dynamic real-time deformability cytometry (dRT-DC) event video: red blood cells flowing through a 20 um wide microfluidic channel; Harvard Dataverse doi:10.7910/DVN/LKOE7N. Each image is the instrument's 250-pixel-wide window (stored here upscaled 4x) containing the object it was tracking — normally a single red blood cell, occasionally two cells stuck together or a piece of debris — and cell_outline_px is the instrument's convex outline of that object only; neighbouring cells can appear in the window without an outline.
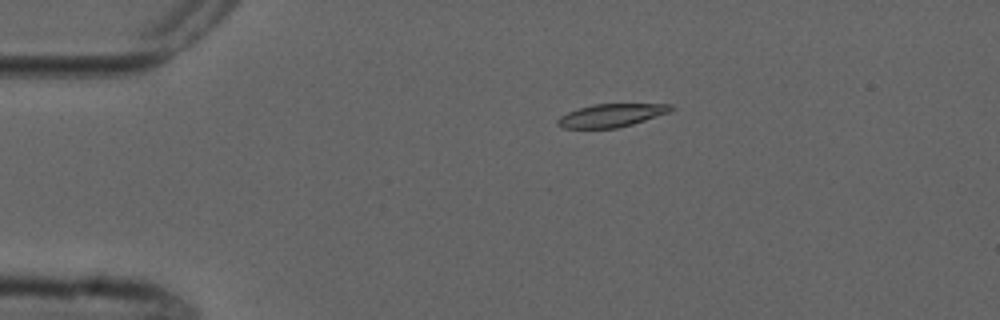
{"species": "common noctule bat (a hibernating species)", "species_latin": "Nyctalus noctula", "temperature_condition": "cold", "stored_images_in_passage": 4, "camera_frame_rate_fps": 3000, "um_per_image_px": 0.085, "animal": {"sex": "male", "forearm_length_mm": 52.5}, "frame": {"image": 1, "passage_image": 2, "time_ms": 1.0, "image_size_px": [1000, 320], "cell_outline_px": [[676, 108], [668, 112], [632, 124], [616, 128], [564, 128], [556, 124], [556, 120], [560, 116], [568, 112], [592, 104], [672, 104]], "centroid_in_image_um": [51.94, 9.8], "position_along_channel_um": 33.1, "area_um2": 15.09}}
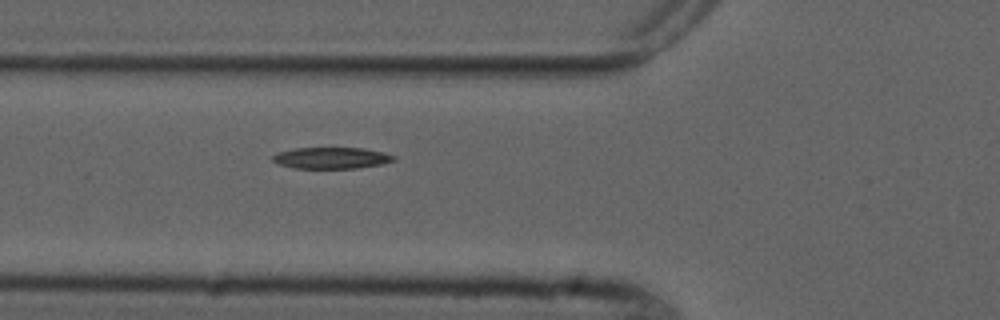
{"frame": {"image": 2, "passage_image": 4, "time_ms": 4.0, "image_size_px": [1000, 320], "cell_outline_px": [[396, 160], [380, 164], [356, 168], [292, 168], [280, 164], [272, 160], [272, 156], [280, 152], [292, 148], [364, 148], [384, 152], [396, 156]], "centroid_in_image_um": [28.19, 13.42], "position_along_channel_um": 97.6, "area_um2": 15.03}}